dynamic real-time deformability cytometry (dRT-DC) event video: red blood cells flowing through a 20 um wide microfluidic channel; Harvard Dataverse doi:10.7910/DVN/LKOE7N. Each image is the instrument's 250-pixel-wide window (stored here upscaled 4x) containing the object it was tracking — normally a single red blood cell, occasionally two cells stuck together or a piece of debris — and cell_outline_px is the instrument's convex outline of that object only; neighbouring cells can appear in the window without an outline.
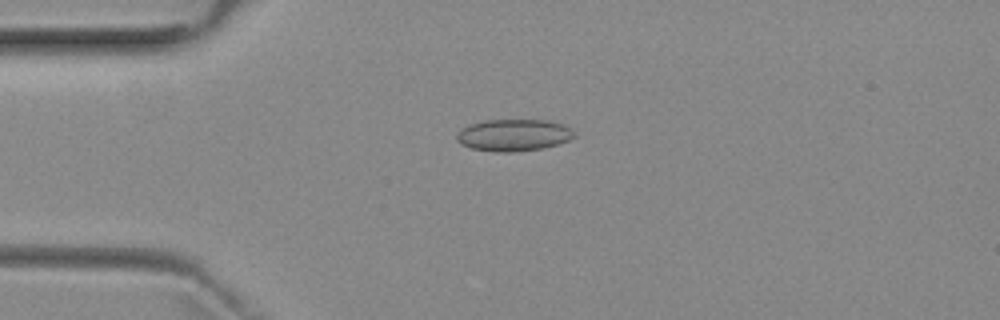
{"species": "common noctule bat (a hibernating species)", "species_latin": "Nyctalus noctula", "temperature_condition": "room temperature", "stored_images_in_passage": 7, "camera_frame_rate_fps": 3000, "um_per_image_px": 0.085, "animal": {"sex": "female", "body_mass_g": 29.2, "forearm_length_mm": 56.3}, "frame": {"image": 1, "passage_image": 4, "time_ms": 3.333, "image_size_px": [1000, 320], "cell_outline_px": [[576, 136], [568, 140], [544, 148], [512, 152], [496, 152], [472, 148], [460, 144], [456, 140], [456, 136], [468, 124], [484, 120], [548, 120], [564, 124], [572, 128], [576, 132]], "centroid_in_image_um": [43.69, 11.48], "position_along_channel_um": 41.3, "area_um2": 21.96}}
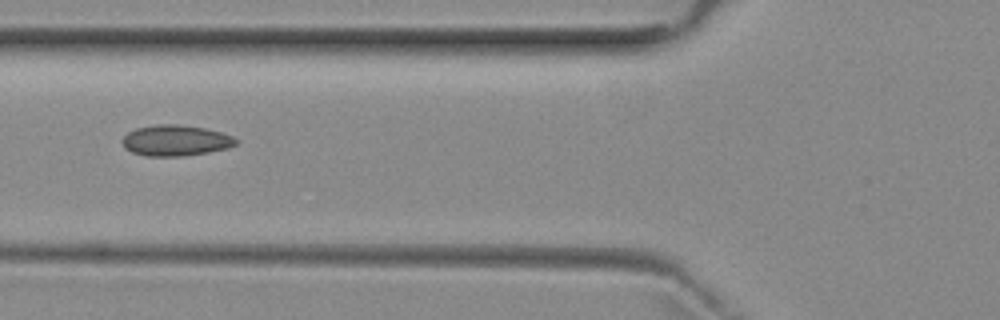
{"frame": {"image": 2, "passage_image": 6, "time_ms": 5.667, "image_size_px": [1000, 320], "cell_outline_px": [[236, 144], [228, 148], [208, 152], [180, 156], [148, 156], [132, 152], [124, 148], [124, 136], [128, 132], [136, 128], [156, 124], [180, 124], [204, 128], [220, 132], [232, 136], [236, 140]], "centroid_in_image_um": [14.92, 11.93], "position_along_channel_um": 110.9, "area_um2": 20.23}}
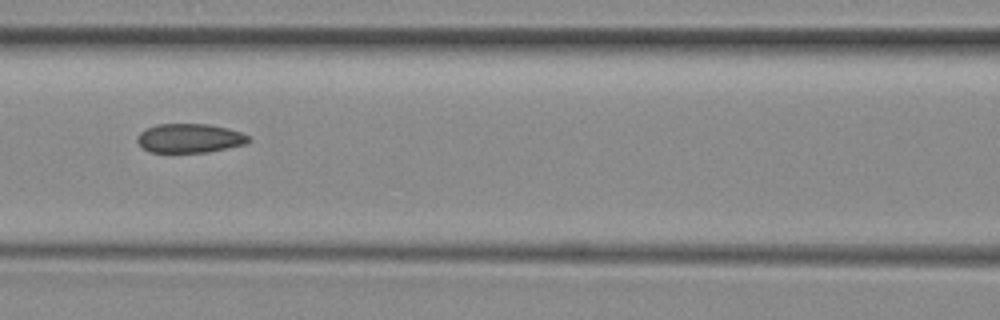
{"frame": {"image": 3, "passage_image": 7, "time_ms": 6.667, "image_size_px": [1000, 320], "cell_outline_px": [[252, 140], [244, 144], [208, 152], [148, 152], [136, 140], [136, 136], [140, 132], [156, 124], [208, 124], [228, 128], [240, 132], [248, 136]], "centroid_in_image_um": [16.11, 11.74], "position_along_channel_um": 150.5, "area_um2": 18.79}}